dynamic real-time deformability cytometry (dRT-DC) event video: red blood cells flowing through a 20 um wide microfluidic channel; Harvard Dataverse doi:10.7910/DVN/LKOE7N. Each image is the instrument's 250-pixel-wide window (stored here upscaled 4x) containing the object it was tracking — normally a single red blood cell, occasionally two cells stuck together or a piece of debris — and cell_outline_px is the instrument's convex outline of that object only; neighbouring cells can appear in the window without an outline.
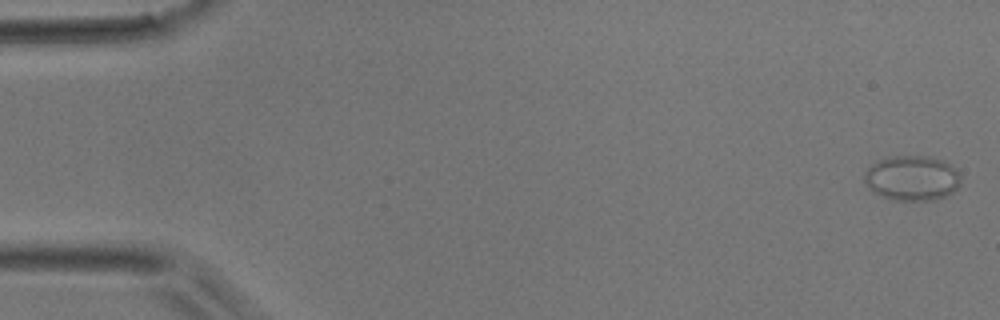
{"species": "common noctule bat (a hibernating species)", "species_latin": "Nyctalus noctula", "temperature_condition": "room temperature", "stored_images_in_passage": 48, "camera_frame_rate_fps": 3000, "um_per_image_px": 0.085, "animal": {"sex": "male", "body_mass_g": 17.9}, "frame": {"image": 1, "passage_image": 1, "time_ms": 0.0, "image_size_px": [1000, 320], "cell_outline_px": [[960, 184], [952, 192], [944, 196], [932, 200], [892, 200], [872, 192], [864, 180], [864, 172], [872, 164], [888, 156], [928, 156], [944, 160], [956, 168], [960, 172]], "centroid_in_image_um": [77.53, 15.13], "position_along_channel_um": 7.5, "area_um2": 25.43}}
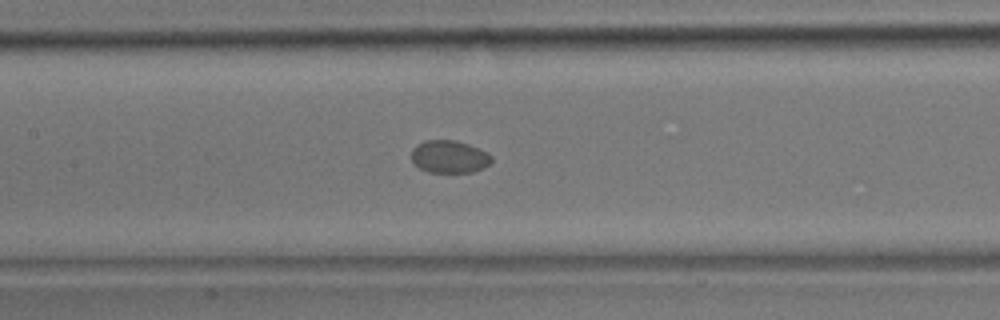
{"frame": {"image": 2, "passage_image": 22, "time_ms": 7.0, "image_size_px": [1000, 320], "cell_outline_px": [[492, 164], [484, 168], [472, 172], [428, 172], [412, 164], [412, 148], [416, 144], [424, 140], [452, 140], [468, 144], [492, 156]], "centroid_in_image_um": [38.16, 13.33], "position_along_channel_um": 169.2, "area_um2": 15.26}}
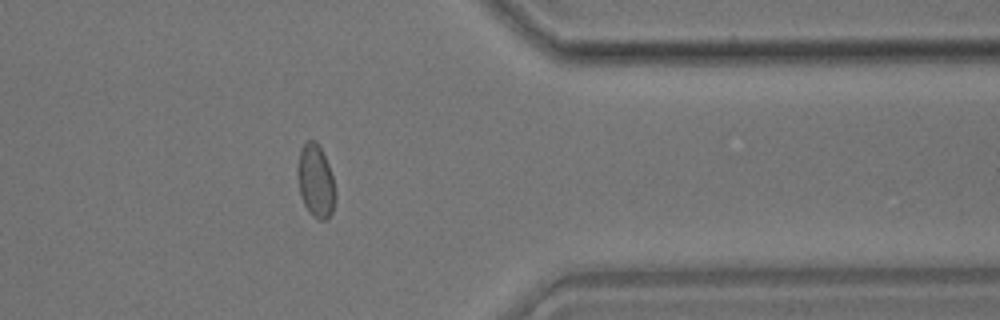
{"frame": {"image": 3, "passage_image": 38, "time_ms": 12.333, "image_size_px": [1000, 320], "cell_outline_px": [[336, 200], [332, 212], [328, 220], [320, 220], [312, 216], [304, 204], [300, 196], [296, 172], [300, 148], [308, 140], [316, 140], [328, 164], [336, 188]], "centroid_in_image_um": [26.83, 15.41], "position_along_channel_um": 384.6, "area_um2": 16.36}}